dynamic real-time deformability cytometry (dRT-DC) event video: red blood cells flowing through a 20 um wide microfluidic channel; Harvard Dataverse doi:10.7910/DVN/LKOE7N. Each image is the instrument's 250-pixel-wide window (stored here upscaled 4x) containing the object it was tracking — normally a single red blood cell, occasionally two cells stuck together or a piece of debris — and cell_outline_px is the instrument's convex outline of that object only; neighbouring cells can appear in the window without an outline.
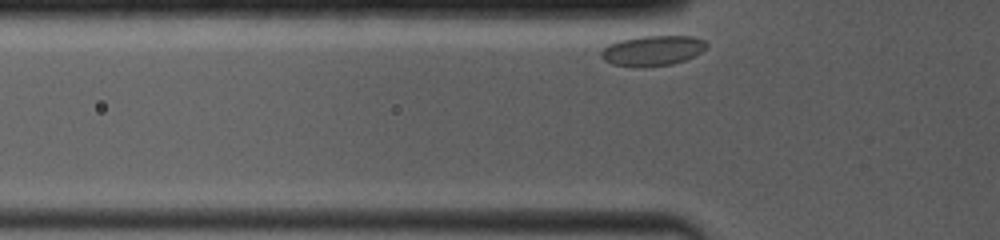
{"species": "common noctule bat (a hibernating species)", "species_latin": "Nyctalus noctula", "temperature_condition": "room temperature", "stored_images_in_passage": 53, "camera_frame_rate_fps": 4000, "um_per_image_px": 0.085, "animal": {"sex": "female", "body_mass_g": 19.0, "forearm_length_mm": 53.3}, "frame": {"image": 1, "passage_image": 2, "time_ms": 0.25, "image_size_px": [1000, 240], "cell_outline_px": [[708, 44], [700, 52], [684, 60], [672, 64], [644, 68], [636, 68], [612, 64], [604, 60], [600, 56], [600, 52], [608, 44], [620, 40], [636, 36], [692, 36], [704, 40]], "centroid_in_image_um": [55.41, 4.31], "position_along_channel_um": 70.4, "area_um2": 18.73}}
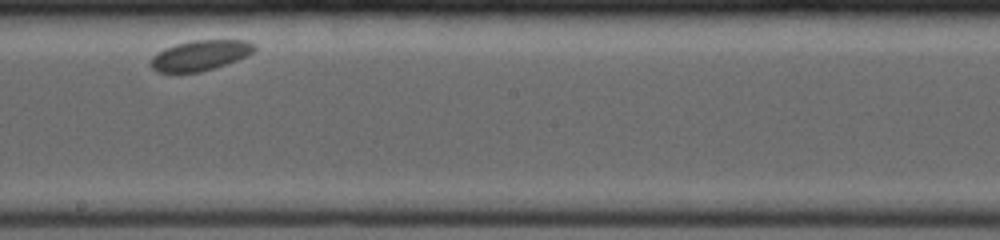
{"frame": {"image": 2, "passage_image": 31, "time_ms": 5.0, "image_size_px": [1000, 240], "cell_outline_px": [[256, 48], [248, 56], [200, 72], [156, 72], [152, 68], [152, 56], [156, 52], [164, 48], [176, 44], [192, 40], [248, 40], [256, 44]], "centroid_in_image_um": [17.03, 4.69], "position_along_channel_um": 231.2, "area_um2": 18.21}}
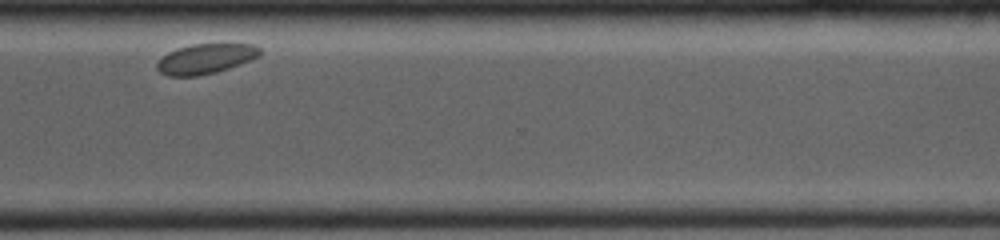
{"frame": {"image": 3, "passage_image": 52, "time_ms": 8.5, "image_size_px": [1000, 240], "cell_outline_px": [[264, 52], [260, 56], [252, 60], [216, 72], [196, 76], [168, 76], [160, 72], [156, 68], [156, 64], [168, 52], [176, 48], [192, 44], [252, 44], [260, 48]], "centroid_in_image_um": [17.5, 4.99], "position_along_channel_um": 353.1, "area_um2": 18.03}}